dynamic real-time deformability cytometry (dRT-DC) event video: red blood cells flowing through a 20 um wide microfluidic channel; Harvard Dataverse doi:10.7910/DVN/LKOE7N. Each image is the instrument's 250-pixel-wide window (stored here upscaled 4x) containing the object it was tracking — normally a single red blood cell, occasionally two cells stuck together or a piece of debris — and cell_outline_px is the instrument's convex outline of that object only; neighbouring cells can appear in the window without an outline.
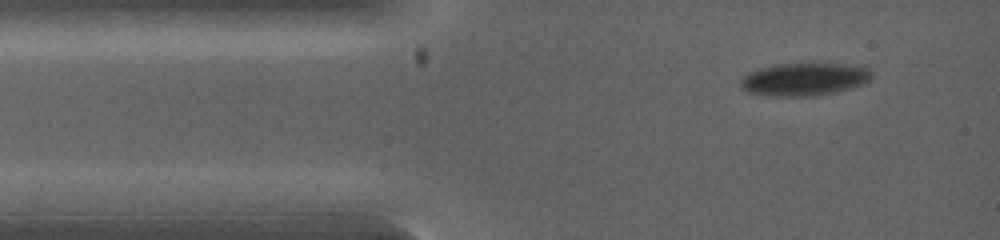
{"species": "common noctule bat (a hibernating species)", "species_latin": "Nyctalus noctula", "temperature_condition": "warm", "stored_images_in_passage": 3, "camera_frame_rate_fps": 5000, "um_per_image_px": 0.085, "animal": {"sex": "female", "body_mass_g": 19.0, "forearm_length_mm": 53.3}, "frame": {"image": 1, "passage_image": 3, "time_ms": 1.4, "image_size_px": [1000, 240], "cell_outline_px": [[872, 76], [868, 80], [860, 84], [836, 92], [812, 96], [768, 96], [748, 92], [740, 84], [740, 80], [748, 72], [760, 68], [776, 64], [852, 64], [868, 68]], "centroid_in_image_um": [68.33, 6.74], "position_along_channel_um": 16.7, "area_um2": 24.8}}